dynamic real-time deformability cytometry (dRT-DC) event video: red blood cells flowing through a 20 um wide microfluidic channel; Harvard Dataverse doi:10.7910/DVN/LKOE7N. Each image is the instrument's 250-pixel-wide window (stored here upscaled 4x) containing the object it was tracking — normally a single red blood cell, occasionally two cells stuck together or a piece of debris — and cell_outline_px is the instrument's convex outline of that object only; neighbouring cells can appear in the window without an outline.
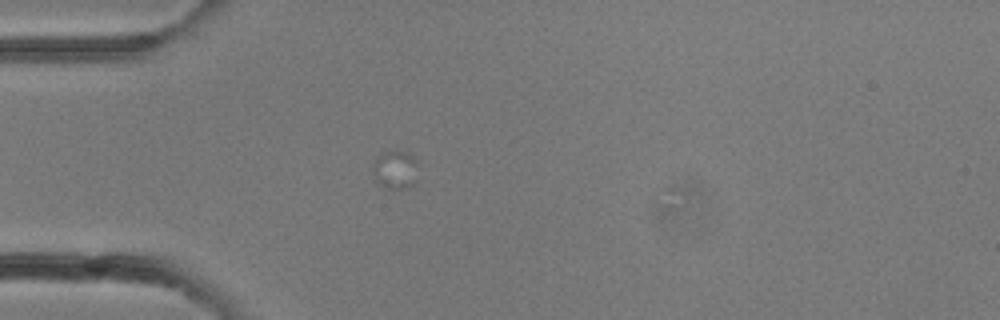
{"species": "common noctule bat (a hibernating species)", "species_latin": "Nyctalus noctula", "temperature_condition": "room temperature", "stored_images_in_passage": 3, "camera_frame_rate_fps": 3000, "um_per_image_px": 0.085, "animal": {"sex": "female"}, "frame": {"image": 1, "passage_image": 2, "time_ms": 0.333, "image_size_px": [1000, 320], "cell_outline_px": [[416, 180], [412, 184], [404, 188], [384, 188], [376, 184], [372, 172], [372, 164], [376, 156], [380, 152], [396, 148], [408, 152], [412, 156], [416, 164]], "centroid_in_image_um": [33.51, 14.37], "position_along_channel_um": 51.5, "area_um2": 10.58}}